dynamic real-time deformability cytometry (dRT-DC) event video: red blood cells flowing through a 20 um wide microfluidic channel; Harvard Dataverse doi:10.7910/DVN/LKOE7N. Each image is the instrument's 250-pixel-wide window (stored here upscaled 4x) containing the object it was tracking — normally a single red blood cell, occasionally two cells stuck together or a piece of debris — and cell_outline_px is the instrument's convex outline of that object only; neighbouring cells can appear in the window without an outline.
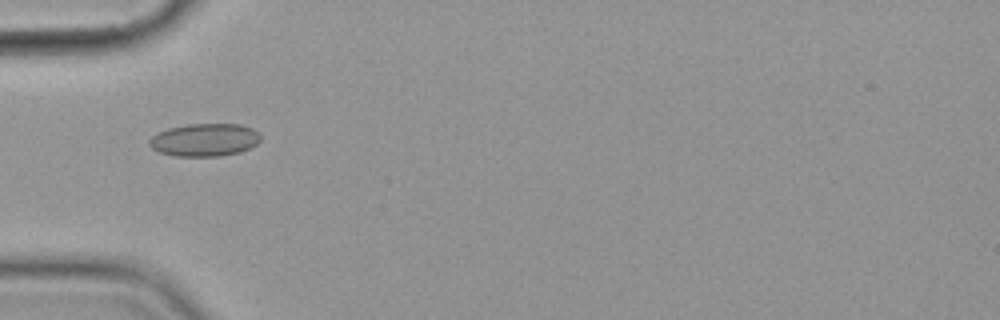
{"species": "common noctule bat (a hibernating species)", "species_latin": "Nyctalus noctula", "temperature_condition": "cold", "stored_images_in_passage": 9, "camera_frame_rate_fps": 3000, "um_per_image_px": 0.085, "animal": {"sex": "female", "body_mass_g": 19.9}, "frame": {"image": 1, "passage_image": 4, "time_ms": 3.667, "image_size_px": [1000, 320], "cell_outline_px": [[260, 140], [256, 144], [240, 152], [220, 156], [176, 156], [160, 152], [152, 148], [148, 144], [148, 140], [156, 132], [168, 128], [188, 124], [240, 124], [252, 128], [260, 136]], "centroid_in_image_um": [17.36, 11.88], "position_along_channel_um": 67.6, "area_um2": 21.27}}
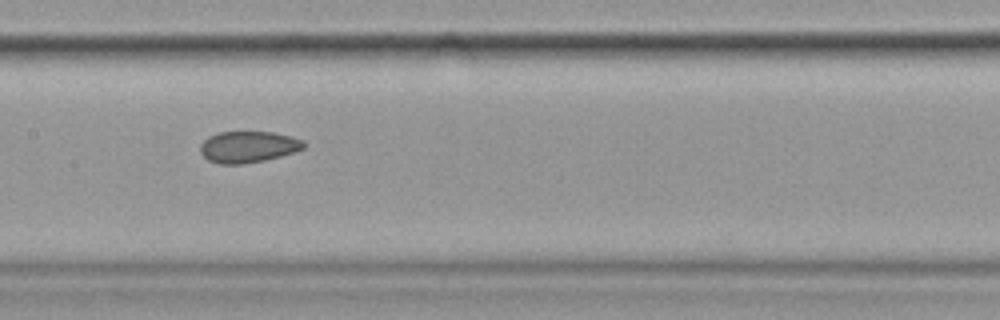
{"frame": {"image": 2, "passage_image": 7, "time_ms": 7.0, "image_size_px": [1000, 320], "cell_outline_px": [[304, 148], [296, 152], [264, 160], [240, 164], [220, 164], [208, 160], [200, 152], [200, 144], [208, 136], [220, 132], [272, 132], [292, 136], [304, 140]], "centroid_in_image_um": [21.1, 12.48], "position_along_channel_um": 186.3, "area_um2": 18.96}}
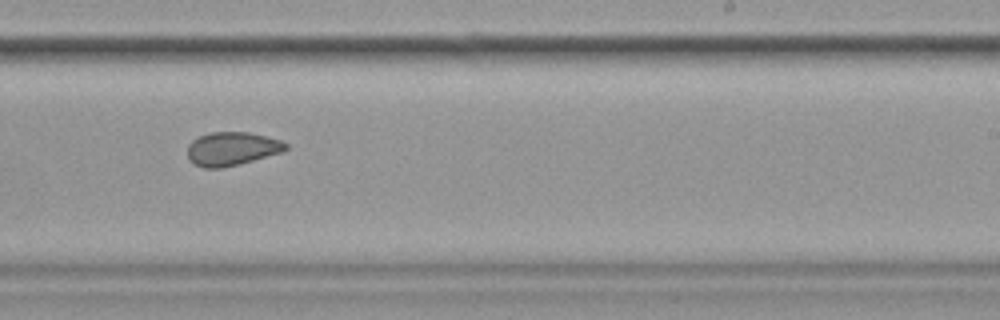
{"frame": {"image": 3, "passage_image": 9, "time_ms": 9.333, "image_size_px": [1000, 320], "cell_outline_px": [[288, 148], [284, 152], [240, 164], [220, 168], [204, 168], [192, 164], [188, 160], [188, 144], [192, 140], [208, 132], [248, 132], [280, 140], [288, 144]], "centroid_in_image_um": [19.7, 12.65], "position_along_channel_um": 269.3, "area_um2": 19.42}}